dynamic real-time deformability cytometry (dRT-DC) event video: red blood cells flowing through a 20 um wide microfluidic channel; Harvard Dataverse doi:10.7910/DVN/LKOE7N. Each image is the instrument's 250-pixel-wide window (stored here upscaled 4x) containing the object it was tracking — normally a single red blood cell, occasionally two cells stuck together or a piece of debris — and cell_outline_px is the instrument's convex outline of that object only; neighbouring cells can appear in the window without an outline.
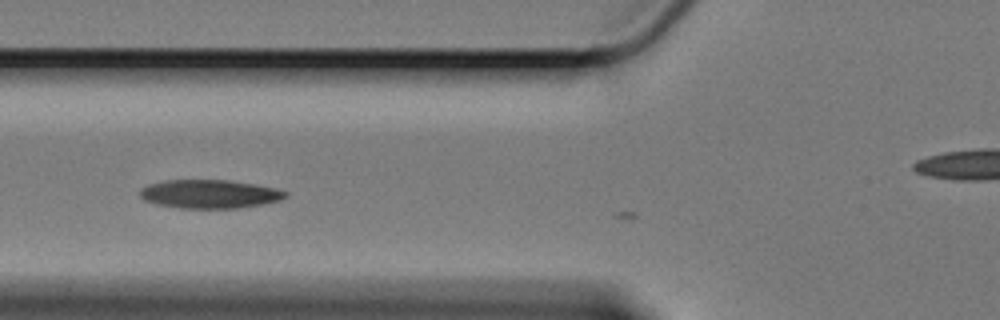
{"species": "Egyptian fruit bat (a non-hibernating species)", "species_latin": "Rousettus aegyptiacus", "temperature_condition": "cold", "stored_images_in_passage": 9, "camera_frame_rate_fps": 3000, "um_per_image_px": 0.085, "animal": {"sex": "female"}, "frame": {"image": 1, "passage_image": 7, "time_ms": 2.0, "image_size_px": [1000, 320], "cell_outline_px": [[288, 196], [280, 200], [264, 204], [240, 208], [180, 208], [156, 204], [144, 200], [140, 196], [140, 192], [148, 184], [168, 180], [228, 180], [256, 184], [276, 188], [288, 192]], "centroid_in_image_um": [17.86, 16.49], "position_along_channel_um": 107.9, "area_um2": 24.28}}